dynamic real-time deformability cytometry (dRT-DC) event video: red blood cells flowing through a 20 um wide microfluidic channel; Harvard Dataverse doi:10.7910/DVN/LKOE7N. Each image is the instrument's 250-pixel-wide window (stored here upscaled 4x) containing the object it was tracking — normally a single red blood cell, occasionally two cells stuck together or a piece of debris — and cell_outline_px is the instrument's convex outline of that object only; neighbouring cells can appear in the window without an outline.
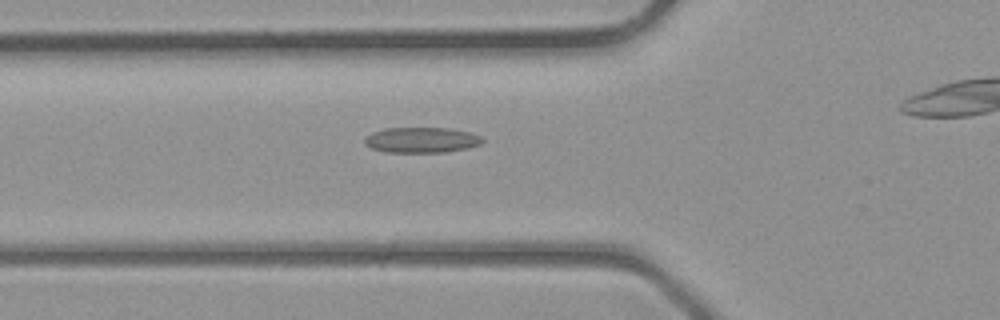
{"species": "common noctule bat (a hibernating species)", "species_latin": "Nyctalus noctula", "temperature_condition": "room temperature", "stored_images_in_passage": 35, "camera_frame_rate_fps": 3000, "um_per_image_px": 0.085, "animal": {"sex": "male", "body_mass_g": 23.1, "forearm_length_mm": 52.7}, "frame": {"image": 1, "passage_image": 15, "time_ms": 4.667, "image_size_px": [1000, 320], "cell_outline_px": [[484, 140], [480, 144], [468, 148], [444, 152], [384, 152], [372, 148], [364, 144], [364, 136], [372, 132], [384, 128], [448, 128], [468, 132], [480, 136]], "centroid_in_image_um": [35.78, 11.9], "position_along_channel_um": 90.0, "area_um2": 17.51}}
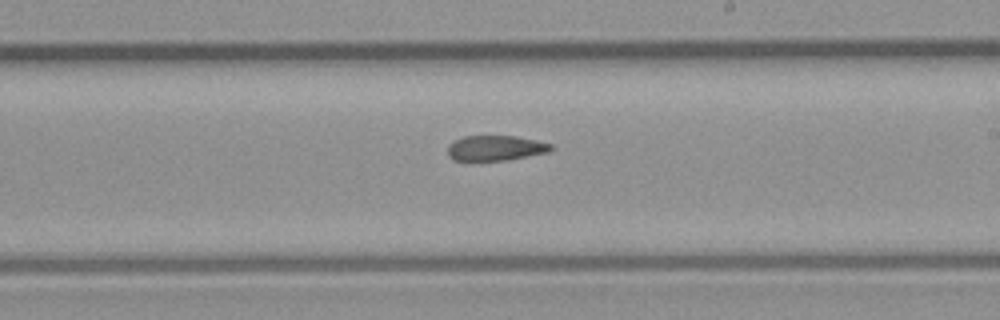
{"frame": {"image": 2, "passage_image": 24, "time_ms": 7.667, "image_size_px": [1000, 320], "cell_outline_px": [[556, 148], [548, 152], [508, 160], [468, 164], [452, 160], [448, 156], [448, 144], [464, 136], [516, 136], [536, 140], [552, 144]], "centroid_in_image_um": [42.06, 12.64], "position_along_channel_um": 246.9, "area_um2": 16.01}}
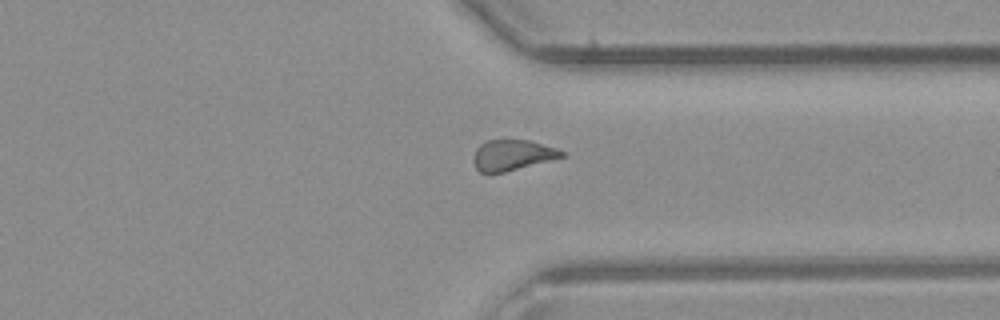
{"frame": {"image": 3, "passage_image": 31, "time_ms": 10.0, "image_size_px": [1000, 320], "cell_outline_px": [[568, 152], [564, 156], [504, 172], [480, 172], [476, 168], [472, 160], [472, 156], [476, 148], [480, 144], [488, 140], [528, 140], [556, 148]], "centroid_in_image_um": [43.52, 13.17], "position_along_channel_um": 367.9, "area_um2": 15.61}}